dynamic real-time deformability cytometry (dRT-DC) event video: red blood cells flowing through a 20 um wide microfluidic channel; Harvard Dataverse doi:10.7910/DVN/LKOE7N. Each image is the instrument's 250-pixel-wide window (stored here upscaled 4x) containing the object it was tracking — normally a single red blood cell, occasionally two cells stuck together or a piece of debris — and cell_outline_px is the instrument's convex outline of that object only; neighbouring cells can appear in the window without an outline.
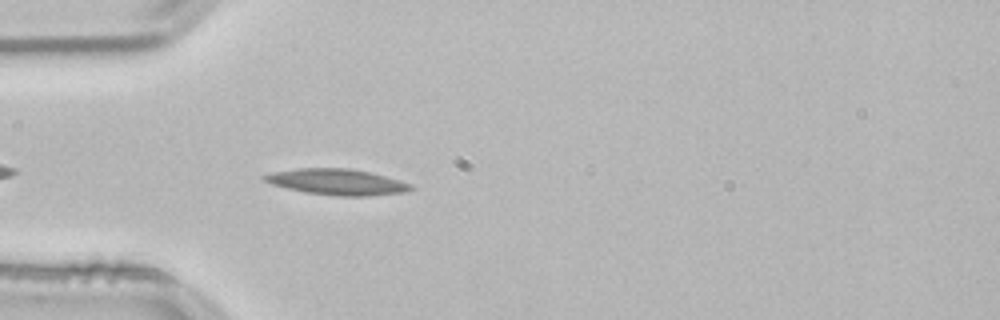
{"species": "common noctule bat (a hibernating species)", "species_latin": "Nyctalus noctula", "temperature_condition": "room temperature", "stored_images_in_passage": 20, "camera_frame_rate_fps": 3000, "um_per_image_px": 0.085, "animal": {"sex": "male", "body_mass_g": 21.5, "forearm_length_mm": 52.0}, "frame": {"image": 1, "passage_image": 4, "time_ms": 1.0, "image_size_px": [1000, 320], "cell_outline_px": [[412, 188], [404, 192], [368, 196], [340, 196], [304, 192], [272, 184], [264, 180], [260, 176], [272, 172], [296, 168], [348, 168], [368, 172], [400, 180], [412, 184]], "centroid_in_image_um": [28.61, 15.46], "position_along_channel_um": 56.4, "area_um2": 21.96}}
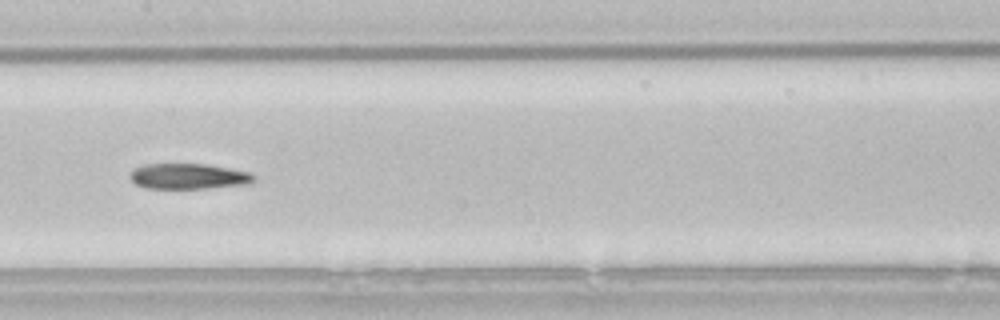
{"frame": {"image": 2, "passage_image": 15, "time_ms": 4.667, "image_size_px": [1000, 320], "cell_outline_px": [[256, 180], [248, 184], [208, 188], [144, 188], [136, 184], [128, 176], [128, 172], [144, 164], [204, 164], [228, 168], [248, 172], [256, 176]], "centroid_in_image_um": [16.0, 14.99], "position_along_channel_um": 191.4, "area_um2": 18.44}}